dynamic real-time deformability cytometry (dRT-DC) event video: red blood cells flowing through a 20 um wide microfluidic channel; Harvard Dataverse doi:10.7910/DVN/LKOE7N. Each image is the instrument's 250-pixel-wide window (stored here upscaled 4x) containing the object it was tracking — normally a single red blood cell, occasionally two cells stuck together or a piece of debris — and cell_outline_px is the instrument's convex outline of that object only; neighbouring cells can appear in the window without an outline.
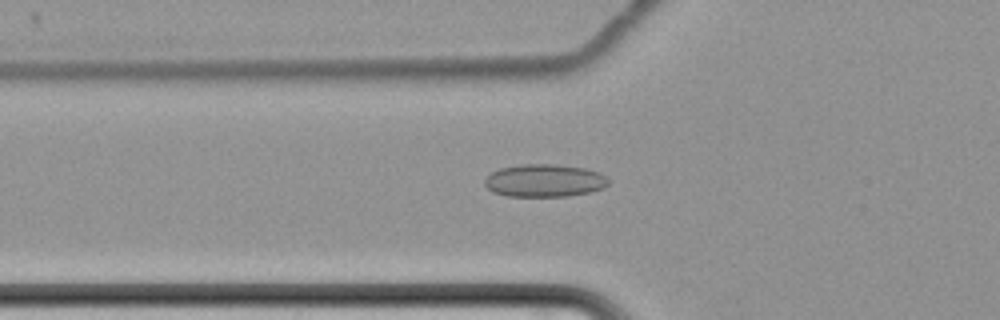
{"species": "common noctule bat (a hibernating species)", "species_latin": "Nyctalus noctula", "temperature_condition": "cold", "stored_images_in_passage": 64, "camera_frame_rate_fps": 3000, "um_per_image_px": 0.085, "animal": {"sex": "female", "body_mass_g": 22.7, "forearm_length_mm": 54.2}, "frame": {"image": 1, "passage_image": 26, "time_ms": 8.333, "image_size_px": [1000, 320], "cell_outline_px": [[608, 184], [600, 188], [588, 192], [568, 196], [504, 196], [492, 192], [484, 184], [484, 180], [492, 172], [500, 168], [520, 164], [556, 164], [584, 168], [600, 172], [608, 180]], "centroid_in_image_um": [46.23, 15.34], "position_along_channel_um": 79.6, "area_um2": 23.52}}
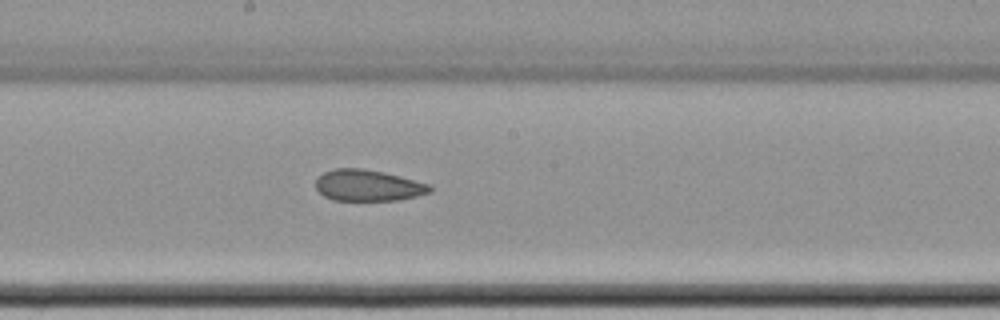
{"frame": {"image": 2, "passage_image": 38, "time_ms": 12.333, "image_size_px": [1000, 320], "cell_outline_px": [[432, 192], [416, 196], [396, 200], [332, 200], [324, 196], [316, 188], [316, 180], [324, 172], [336, 168], [360, 168], [384, 172], [428, 184], [432, 188]], "centroid_in_image_um": [31.27, 15.76], "position_along_channel_um": 216.9, "area_um2": 20.58}}
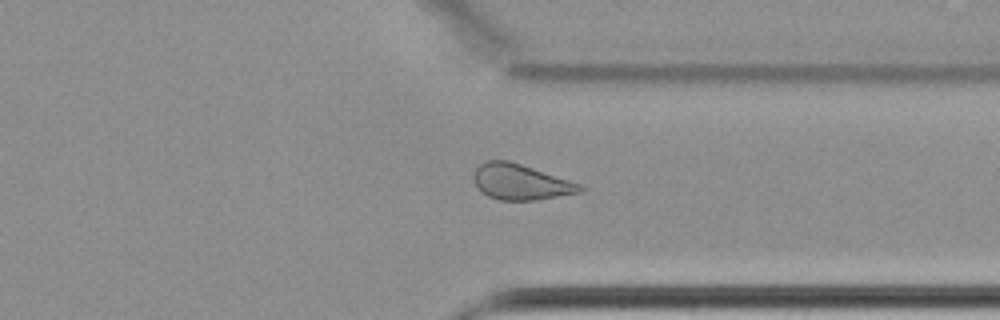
{"frame": {"image": 3, "passage_image": 51, "time_ms": 16.667, "image_size_px": [1000, 320], "cell_outline_px": [[584, 188], [580, 192], [536, 200], [500, 200], [488, 196], [476, 184], [476, 168], [480, 164], [488, 160], [508, 160], [580, 184]], "centroid_in_image_um": [44.26, 15.47], "position_along_channel_um": 367.1, "area_um2": 21.33}, "authors_computed_cell_mechanics": {"area_um2": 23.6691, "velocity_mm_per_s": 3.4488, "shape_relaxation_time_tau1_ms": null, "shape_relaxation_time_tau2_ms": 3.6871, "deformation_change_tau1": null, "deformation_change_tau2": 0.0933}}